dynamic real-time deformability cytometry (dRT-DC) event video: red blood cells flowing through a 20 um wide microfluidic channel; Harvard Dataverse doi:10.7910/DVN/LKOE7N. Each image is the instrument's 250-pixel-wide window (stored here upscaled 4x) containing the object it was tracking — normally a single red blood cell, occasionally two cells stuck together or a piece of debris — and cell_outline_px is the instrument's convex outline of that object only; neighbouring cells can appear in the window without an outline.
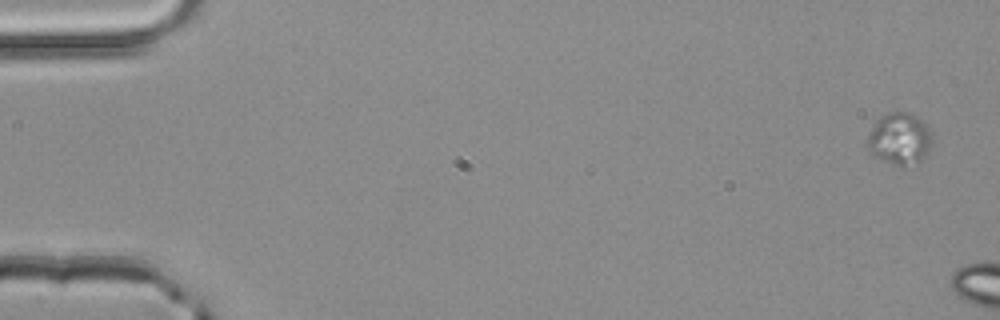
{"species": "common noctule bat (a hibernating species)", "species_latin": "Nyctalus noctula", "temperature_condition": "room temperature", "stored_images_in_passage": 3, "segment_of_instrument_passage": [2, 2], "camera_frame_rate_fps": 3000, "um_per_image_px": 0.085, "animal": {"sex": "male", "body_mass_g": 20.4}, "frame": {"image": 1, "passage_image": 3, "time_ms": 0.667, "image_size_px": [1000, 320], "cell_outline_px": [[932, 140], [924, 156], [916, 164], [904, 168], [900, 168], [880, 160], [868, 148], [868, 136], [876, 120], [880, 116], [888, 112], [908, 112], [916, 116], [932, 132]], "centroid_in_image_um": [76.46, 11.82], "position_along_channel_um": 8.5, "area_um2": 19.59}}